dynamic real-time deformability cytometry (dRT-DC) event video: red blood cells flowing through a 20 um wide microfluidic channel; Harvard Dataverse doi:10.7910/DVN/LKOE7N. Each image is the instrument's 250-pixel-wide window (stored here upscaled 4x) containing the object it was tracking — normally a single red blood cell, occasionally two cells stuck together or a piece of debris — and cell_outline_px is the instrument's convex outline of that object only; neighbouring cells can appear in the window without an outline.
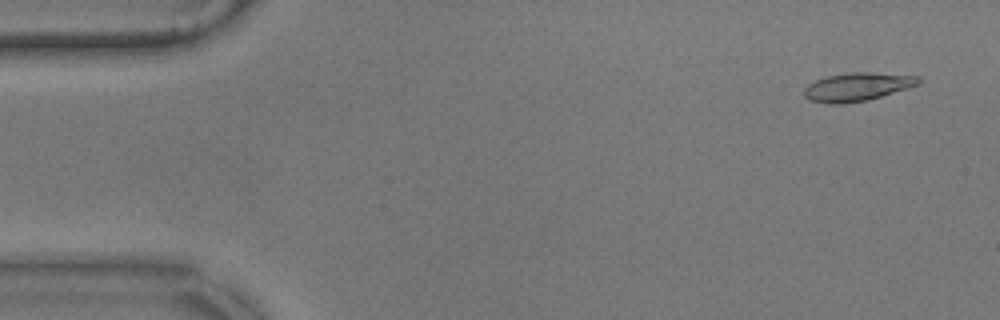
{"species": "common noctule bat (a hibernating species)", "species_latin": "Nyctalus noctula", "temperature_condition": "warm", "stored_images_in_passage": 50, "camera_frame_rate_fps": 3000, "um_per_image_px": 0.085, "animal": {"sex": "male", "body_mass_g": 17.9}, "frame": {"image": 1, "passage_image": 3, "time_ms": 0.667, "image_size_px": [1000, 320], "cell_outline_px": [[920, 84], [868, 100], [844, 104], [828, 104], [808, 100], [804, 96], [804, 88], [808, 84], [816, 80], [828, 76], [852, 72], [872, 72], [920, 76]], "centroid_in_image_um": [72.85, 7.39], "position_along_channel_um": 12.1, "area_um2": 18.96}}
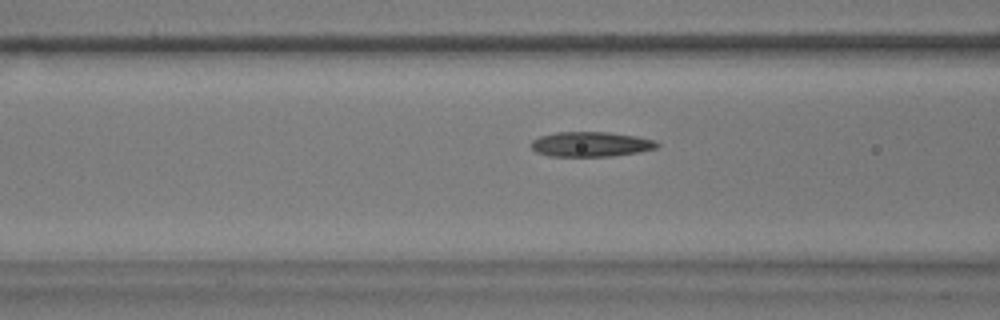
{"frame": {"image": 2, "passage_image": 21, "time_ms": 6.667, "image_size_px": [1000, 320], "cell_outline_px": [[660, 144], [656, 148], [636, 152], [612, 156], [548, 156], [536, 152], [528, 144], [532, 140], [540, 136], [556, 132], [608, 132], [636, 136], [656, 140]], "centroid_in_image_um": [50.18, 12.25], "position_along_channel_um": 116.4, "area_um2": 18.32}}
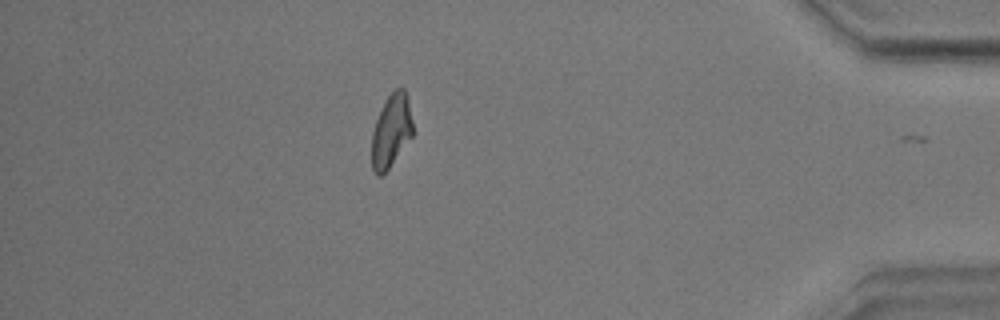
{"frame": {"image": 3, "passage_image": 49, "time_ms": 16.0, "image_size_px": [1000, 320], "cell_outline_px": [[412, 136], [388, 168], [380, 176], [376, 176], [372, 168], [372, 132], [376, 120], [384, 100], [396, 88], [404, 88], [408, 100], [412, 120]], "centroid_in_image_um": [33.24, 11.1], "position_along_channel_um": 402.0, "area_um2": 17.22}, "authors_computed_cell_mechanics": {"area_um2": 18.2648, "velocity_mm_per_s": 3.5475, "shape_relaxation_time_tau1_ms": 9.1858, "shape_relaxation_time_tau2_ms": 5.2399, "deformation_change_tau1": 0.2102, "deformation_change_tau2": 0.1366}}